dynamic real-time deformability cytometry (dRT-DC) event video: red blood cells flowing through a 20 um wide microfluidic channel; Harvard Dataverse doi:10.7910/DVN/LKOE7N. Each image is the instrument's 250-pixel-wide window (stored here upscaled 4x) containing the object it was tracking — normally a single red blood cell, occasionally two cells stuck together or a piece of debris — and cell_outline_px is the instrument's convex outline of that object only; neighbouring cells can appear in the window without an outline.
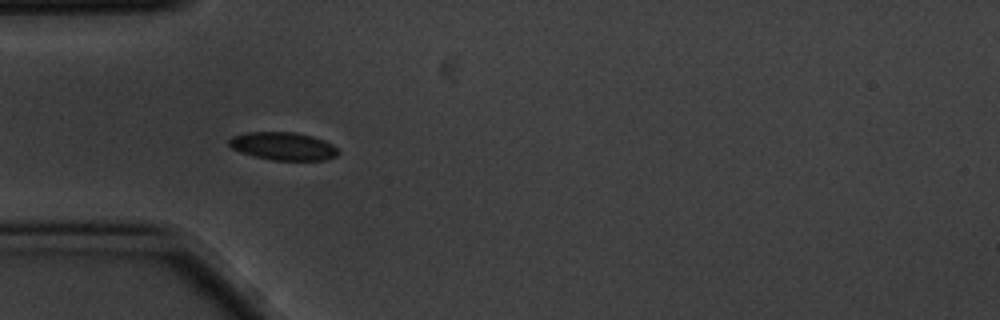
{"species": "common noctule bat (a hibernating species)", "species_latin": "Nyctalus noctula", "temperature_condition": "cold", "stored_images_in_passage": 5, "camera_frame_rate_fps": 3000, "um_per_image_px": 0.085, "animal": {"sex": "male", "body_mass_g": 20.1, "forearm_length_mm": 53.5}, "frame": {"image": 1, "passage_image": 5, "time_ms": 1.333, "image_size_px": [1000, 320], "cell_outline_px": [[340, 152], [336, 156], [324, 160], [272, 160], [252, 156], [240, 152], [232, 148], [228, 144], [228, 140], [232, 136], [248, 132], [292, 132], [312, 136], [324, 140], [332, 144]], "centroid_in_image_um": [24.05, 12.43], "position_along_channel_um": 60.9, "area_um2": 17.8}}